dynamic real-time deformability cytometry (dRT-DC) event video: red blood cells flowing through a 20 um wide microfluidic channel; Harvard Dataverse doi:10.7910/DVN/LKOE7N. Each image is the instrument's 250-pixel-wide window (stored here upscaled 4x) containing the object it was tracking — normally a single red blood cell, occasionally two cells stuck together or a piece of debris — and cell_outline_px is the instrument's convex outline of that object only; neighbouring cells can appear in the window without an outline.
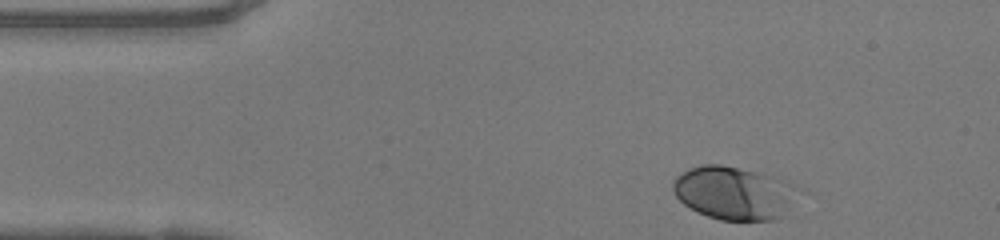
{"species": "human", "species_latin": "Homo sapiens", "temperature_condition": "warm", "stored_images_in_passage": 33, "camera_frame_rate_fps": 3000, "um_per_image_px": 0.085, "donor": {"sex": "female"}, "frame": {"image": 1, "passage_image": 1, "time_ms": 0.0, "image_size_px": [1000, 240], "cell_outline_px": [[788, 184], [780, 216], [772, 220], [720, 220], [708, 216], [684, 204], [676, 196], [672, 188], [672, 180], [676, 176], [688, 168], [700, 164], [720, 164], [772, 176], [788, 180]], "centroid_in_image_um": [62.11, 16.37], "position_along_channel_um": 22.9, "area_um2": 36.65}}
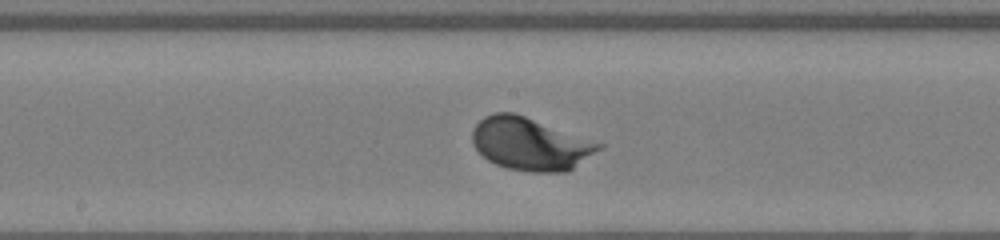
{"frame": {"image": 2, "passage_image": 19, "time_ms": 6.0, "image_size_px": [1000, 240], "cell_outline_px": [[604, 144], [600, 148], [568, 172], [528, 172], [508, 168], [496, 164], [488, 160], [472, 144], [472, 128], [484, 116], [496, 112], [512, 112], [524, 116]], "centroid_in_image_um": [45.03, 12.24], "position_along_channel_um": 203.2, "area_um2": 38.38}}
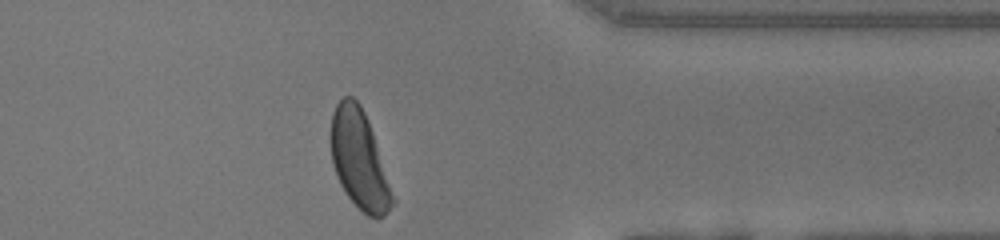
{"frame": {"image": 3, "passage_image": 33, "time_ms": 10.667, "image_size_px": [1000, 240], "cell_outline_px": [[396, 200], [388, 212], [384, 216], [376, 220], [368, 216], [348, 196], [340, 184], [336, 176], [332, 164], [328, 136], [332, 112], [336, 104], [344, 96], [352, 96], [360, 104], [364, 112], [372, 132]], "centroid_in_image_um": [30.5, 13.57], "position_along_channel_um": 380.9, "area_um2": 35.72}, "authors_computed_cell_mechanics": {"area_um2": 37.3966, "velocity_mm_per_s": 4.127, "shape_relaxation_time_tau1_ms": 1.2594, "shape_relaxation_time_tau2_ms": null, "deformation_change_tau1": 0.1287, "deformation_change_tau2": null}}